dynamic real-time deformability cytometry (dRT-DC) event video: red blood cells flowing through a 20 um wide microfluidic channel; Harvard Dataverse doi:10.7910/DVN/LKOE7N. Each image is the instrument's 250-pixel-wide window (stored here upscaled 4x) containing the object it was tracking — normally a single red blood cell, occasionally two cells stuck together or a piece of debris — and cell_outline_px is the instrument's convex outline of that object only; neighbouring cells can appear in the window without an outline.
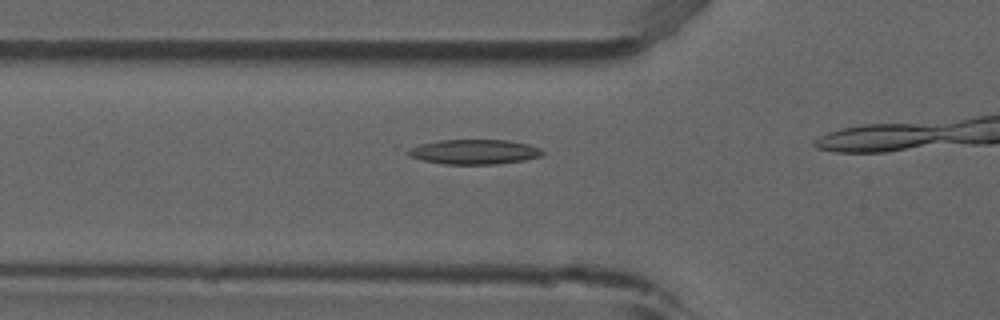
{"species": "common noctule bat (a hibernating species)", "species_latin": "Nyctalus noctula", "temperature_condition": "room temperature", "stored_images_in_passage": 5, "camera_frame_rate_fps": 3000, "um_per_image_px": 0.085, "animal": {"sex": "male", "forearm_length_mm": 52.5}, "frame": {"image": 1, "passage_image": 3, "time_ms": 0.667, "image_size_px": [1000, 320], "cell_outline_px": [[544, 152], [540, 156], [524, 160], [496, 164], [444, 164], [424, 160], [408, 156], [404, 148], [436, 140], [508, 140], [528, 144], [540, 148]], "centroid_in_image_um": [40.25, 12.9], "position_along_channel_um": 85.6, "area_um2": 19.54}}